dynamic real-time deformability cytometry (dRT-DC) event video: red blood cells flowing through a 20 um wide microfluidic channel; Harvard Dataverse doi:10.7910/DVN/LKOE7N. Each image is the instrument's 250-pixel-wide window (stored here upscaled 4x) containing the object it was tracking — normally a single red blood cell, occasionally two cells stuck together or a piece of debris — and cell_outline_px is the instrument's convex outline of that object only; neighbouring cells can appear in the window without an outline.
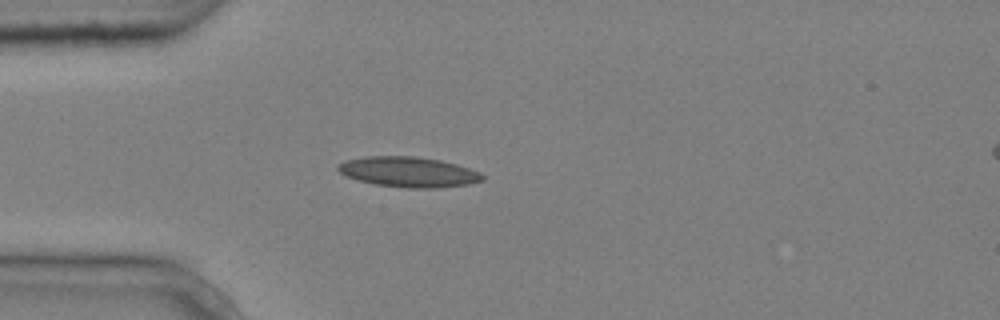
{"species": "common noctule bat (a hibernating species)", "species_latin": "Nyctalus noctula", "temperature_condition": "cold", "stored_images_in_passage": 4, "camera_frame_rate_fps": 3000, "um_per_image_px": 0.085, "animal": {"sex": "male", "body_mass_g": 20.4}, "frame": {"image": 1, "passage_image": 3, "time_ms": 0.667, "image_size_px": [1000, 320], "cell_outline_px": [[484, 180], [468, 184], [436, 188], [408, 188], [376, 184], [344, 176], [336, 168], [344, 160], [364, 156], [416, 156], [440, 160], [456, 164], [480, 172], [484, 176]], "centroid_in_image_um": [34.71, 14.61], "position_along_channel_um": 50.3, "area_um2": 25.43}}